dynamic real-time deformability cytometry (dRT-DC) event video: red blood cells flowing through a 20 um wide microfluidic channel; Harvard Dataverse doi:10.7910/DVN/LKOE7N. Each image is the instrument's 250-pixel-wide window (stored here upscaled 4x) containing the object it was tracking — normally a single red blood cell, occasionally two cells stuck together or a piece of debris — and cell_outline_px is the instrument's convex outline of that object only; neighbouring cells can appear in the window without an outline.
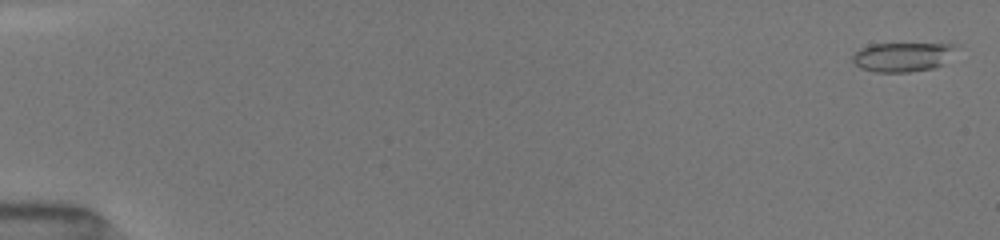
{"species": "common noctule bat (a hibernating species)", "species_latin": "Nyctalus noctula", "temperature_condition": "room temperature", "stored_images_in_passage": 16, "camera_frame_rate_fps": 3000, "um_per_image_px": 0.085, "animal": {"sex": "female", "body_mass_g": 19.5, "forearm_length_mm": 54.1}, "frame": {"image": 1, "passage_image": 1, "time_ms": 0.0, "image_size_px": [1000, 240], "cell_outline_px": [[956, 48], [940, 64], [932, 68], [908, 72], [876, 72], [860, 68], [852, 60], [852, 56], [860, 48], [872, 44], [956, 44]], "centroid_in_image_um": [76.64, 4.84], "position_along_channel_um": 8.4, "area_um2": 17.17}}
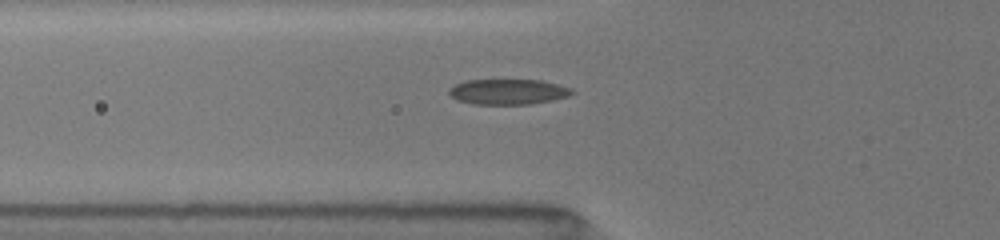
{"frame": {"image": 2, "passage_image": 14, "time_ms": 6.0, "image_size_px": [1000, 240], "cell_outline_px": [[576, 92], [568, 96], [552, 100], [532, 104], [472, 104], [456, 100], [448, 96], [448, 88], [456, 84], [468, 80], [540, 80], [572, 88]], "centroid_in_image_um": [43.15, 7.8], "position_along_channel_um": 82.6, "area_um2": 18.32}}
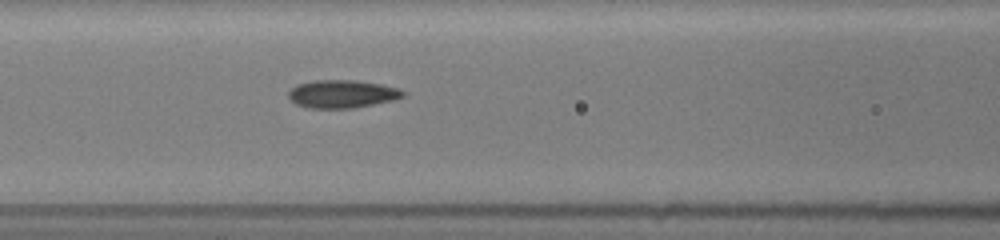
{"frame": {"image": 3, "passage_image": 16, "time_ms": 7.333, "image_size_px": [1000, 240], "cell_outline_px": [[408, 92], [404, 96], [392, 100], [352, 108], [308, 108], [296, 104], [288, 96], [288, 92], [296, 84], [312, 80], [356, 80], [380, 84], [396, 88]], "centroid_in_image_um": [29.05, 7.98], "position_along_channel_um": 137.5, "area_um2": 18.61}}